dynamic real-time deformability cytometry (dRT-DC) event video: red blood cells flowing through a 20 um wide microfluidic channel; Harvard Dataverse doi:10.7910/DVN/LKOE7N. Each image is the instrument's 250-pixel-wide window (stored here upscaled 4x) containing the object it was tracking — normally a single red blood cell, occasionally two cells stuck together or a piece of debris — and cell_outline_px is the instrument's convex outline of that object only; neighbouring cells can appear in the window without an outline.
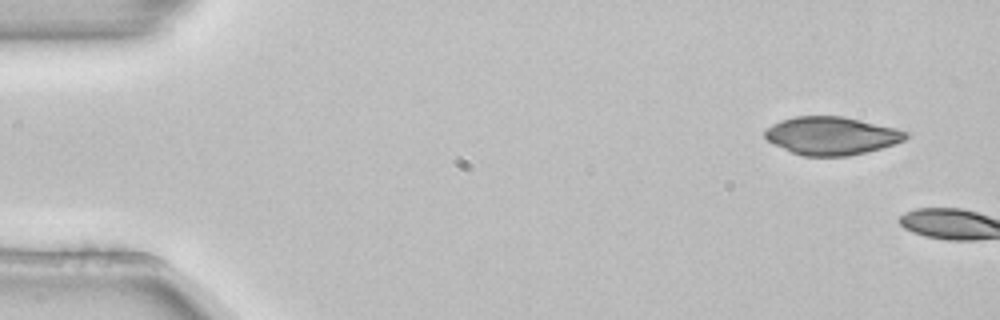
{"species": "common noctule bat (a hibernating species)", "species_latin": "Nyctalus noctula", "temperature_condition": "room temperature", "stored_images_in_passage": 2, "camera_frame_rate_fps": 3000, "um_per_image_px": 0.085, "animal": {"sex": "female", "body_mass_g": 22.7, "forearm_length_mm": 54.2}, "frame": {"image": 1, "passage_image": 1, "time_ms": 0.0, "image_size_px": [1000, 320], "cell_outline_px": [[908, 136], [904, 140], [880, 148], [848, 156], [804, 156], [792, 152], [768, 140], [764, 136], [764, 132], [772, 124], [780, 120], [796, 116], [844, 116], [896, 128], [908, 132]], "centroid_in_image_um": [70.68, 11.52], "position_along_channel_um": 14.3, "area_um2": 30.92}}